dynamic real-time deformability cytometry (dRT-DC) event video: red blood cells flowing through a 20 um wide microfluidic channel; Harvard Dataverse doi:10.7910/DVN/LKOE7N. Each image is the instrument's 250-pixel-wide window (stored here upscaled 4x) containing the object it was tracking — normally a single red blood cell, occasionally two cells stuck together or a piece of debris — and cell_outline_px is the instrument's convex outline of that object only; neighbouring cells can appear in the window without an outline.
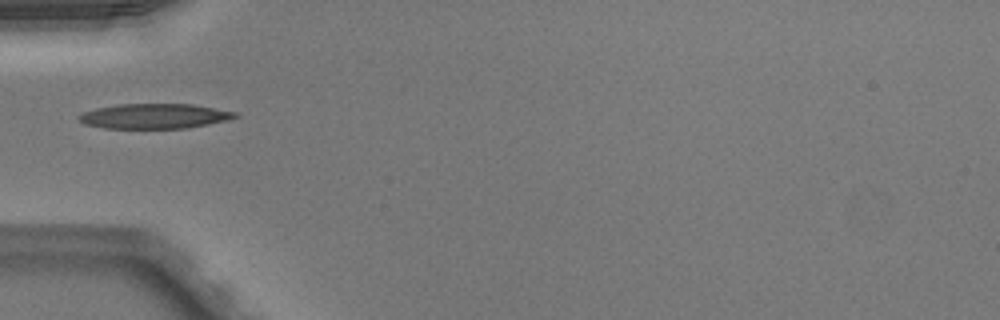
{"species": "Egyptian fruit bat (a non-hibernating species)", "species_latin": "Rousettus aegyptiacus", "temperature_condition": "warm", "stored_images_in_passage": 29, "camera_frame_rate_fps": 3000, "um_per_image_px": 0.085, "animal": {"sex": "male"}, "frame": {"image": 1, "passage_image": 1, "time_ms": 0.0, "image_size_px": [1000, 320], "cell_outline_px": [[240, 116], [228, 120], [188, 128], [104, 128], [84, 124], [76, 116], [84, 112], [96, 108], [116, 104], [192, 104], [240, 112]], "centroid_in_image_um": [13.17, 9.86], "position_along_channel_um": 71.8, "area_um2": 22.89}, "authors_computed_cell_mechanics": {"area_um2": 20.1144, "velocity_mm_per_s": 4.0538, "shape_relaxation_time_tau1_ms": null, "shape_relaxation_time_tau2_ms": 6.7681, "deformation_change_tau1": null, "deformation_change_tau2": 0.156}}